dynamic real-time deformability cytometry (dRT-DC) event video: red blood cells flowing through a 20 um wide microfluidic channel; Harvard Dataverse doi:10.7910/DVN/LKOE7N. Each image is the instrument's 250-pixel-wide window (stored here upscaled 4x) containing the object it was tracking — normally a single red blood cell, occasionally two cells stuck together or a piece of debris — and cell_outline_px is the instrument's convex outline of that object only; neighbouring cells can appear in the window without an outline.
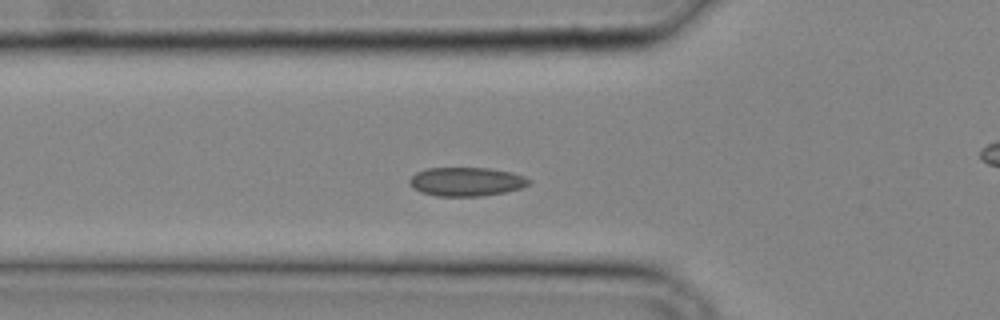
{"species": "common noctule bat (a hibernating species)", "species_latin": "Nyctalus noctula", "temperature_condition": "cold", "stored_images_in_passage": 28, "camera_frame_rate_fps": 3000, "um_per_image_px": 0.085, "animal": {"sex": "male", "body_mass_g": 20.4}, "frame": {"image": 1, "passage_image": 10, "time_ms": 3.0, "image_size_px": [1000, 320], "cell_outline_px": [[532, 180], [528, 184], [520, 188], [504, 192], [480, 196], [436, 196], [420, 192], [412, 188], [408, 180], [416, 172], [424, 168], [488, 168], [512, 172], [524, 176]], "centroid_in_image_um": [39.6, 15.44], "position_along_channel_um": 86.2, "area_um2": 20.11}}
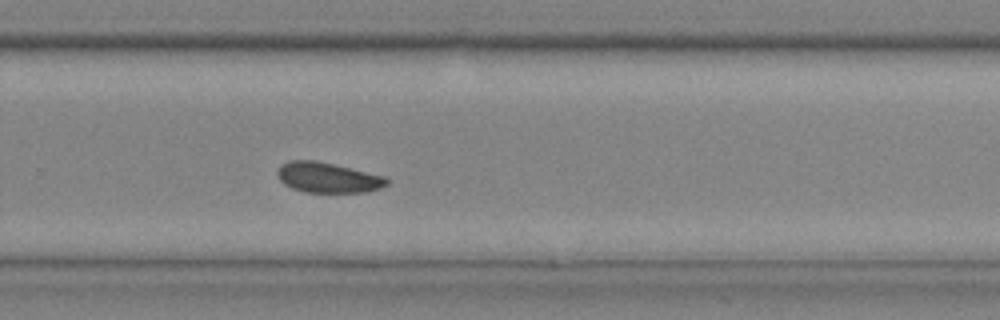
{"frame": {"image": 2, "passage_image": 22, "time_ms": 7.0, "image_size_px": [1000, 320], "cell_outline_px": [[388, 184], [380, 188], [368, 192], [304, 192], [292, 188], [284, 184], [280, 180], [276, 172], [280, 164], [288, 160], [316, 160], [384, 176], [388, 180]], "centroid_in_image_um": [27.82, 15.09], "position_along_channel_um": 302.0, "area_um2": 19.31}}
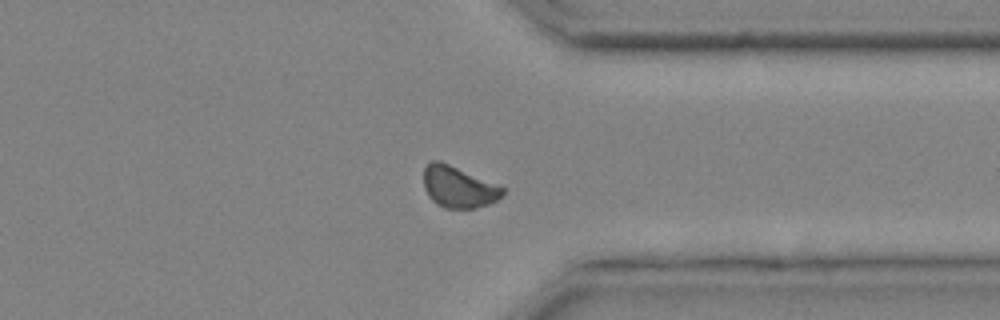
{"frame": {"image": 3, "passage_image": 26, "time_ms": 8.333, "image_size_px": [1000, 320], "cell_outline_px": [[508, 188], [496, 200], [488, 204], [476, 208], [444, 208], [436, 204], [428, 196], [424, 188], [424, 168], [432, 160], [440, 160]], "centroid_in_image_um": [38.98, 15.89], "position_along_channel_um": 372.4, "area_um2": 19.25}}